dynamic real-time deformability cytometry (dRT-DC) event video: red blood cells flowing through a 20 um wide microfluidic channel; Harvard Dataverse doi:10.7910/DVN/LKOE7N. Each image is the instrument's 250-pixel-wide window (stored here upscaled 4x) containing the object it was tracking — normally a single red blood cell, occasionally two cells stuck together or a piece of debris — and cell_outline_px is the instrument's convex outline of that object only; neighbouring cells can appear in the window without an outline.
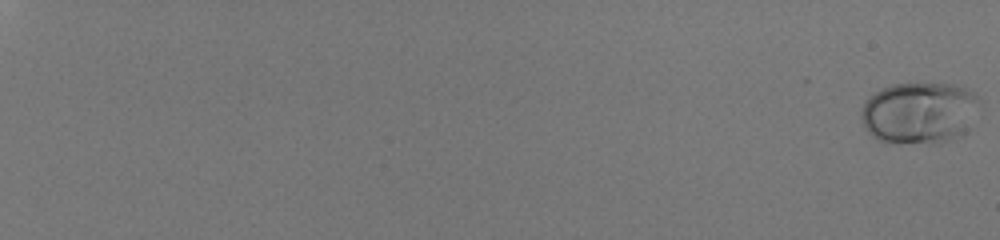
{"species": "human", "species_latin": "Homo sapiens", "temperature_condition": "room temperature", "stored_images_in_passage": 57, "camera_frame_rate_fps": 3000, "um_per_image_px": 0.085, "donor": {"sex": "male"}, "frame": {"image": 1, "passage_image": 1, "time_ms": 0.0, "image_size_px": [1000, 240], "cell_outline_px": [[976, 100], [964, 132], [960, 136], [948, 140], [880, 140], [872, 136], [864, 128], [860, 116], [860, 112], [864, 104], [876, 92], [892, 84], [916, 80], [956, 84], [968, 88], [976, 96]], "centroid_in_image_um": [78.07, 9.47], "position_along_channel_um": 6.9, "area_um2": 41.33}}
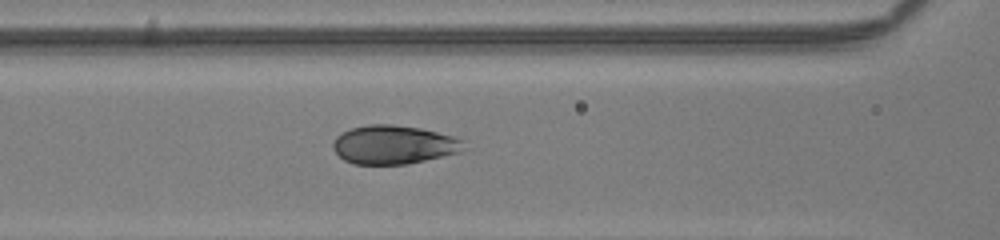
{"frame": {"image": 2, "passage_image": 32, "time_ms": 10.333, "image_size_px": [1000, 240], "cell_outline_px": [[464, 140], [460, 152], [408, 164], [352, 164], [344, 160], [332, 148], [332, 144], [336, 136], [340, 132], [352, 128], [368, 124], [392, 124], [420, 128], [452, 136]], "centroid_in_image_um": [33.41, 12.29], "position_along_channel_um": 133.2, "area_um2": 29.42}}
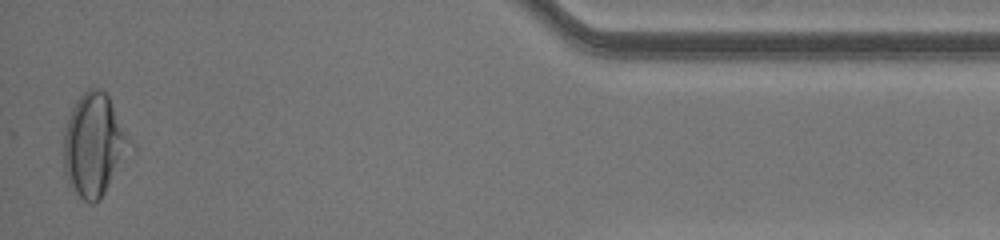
{"frame": {"image": 3, "passage_image": 57, "time_ms": 18.667, "image_size_px": [1000, 240], "cell_outline_px": [[136, 152], [100, 200], [92, 204], [84, 200], [76, 192], [68, 180], [64, 172], [64, 124], [76, 100], [88, 88], [100, 88], [108, 96], [136, 144]], "centroid_in_image_um": [8.11, 12.34], "position_along_channel_um": 427.1, "area_um2": 41.21}, "authors_computed_cell_mechanics": {"area_um2": 32.7726, "velocity_mm_per_s": 4.1198, "shape_relaxation_time_tau1_ms": 2.75, "shape_relaxation_time_tau2_ms": null, "deformation_change_tau1": 0.1538, "deformation_change_tau2": null}}